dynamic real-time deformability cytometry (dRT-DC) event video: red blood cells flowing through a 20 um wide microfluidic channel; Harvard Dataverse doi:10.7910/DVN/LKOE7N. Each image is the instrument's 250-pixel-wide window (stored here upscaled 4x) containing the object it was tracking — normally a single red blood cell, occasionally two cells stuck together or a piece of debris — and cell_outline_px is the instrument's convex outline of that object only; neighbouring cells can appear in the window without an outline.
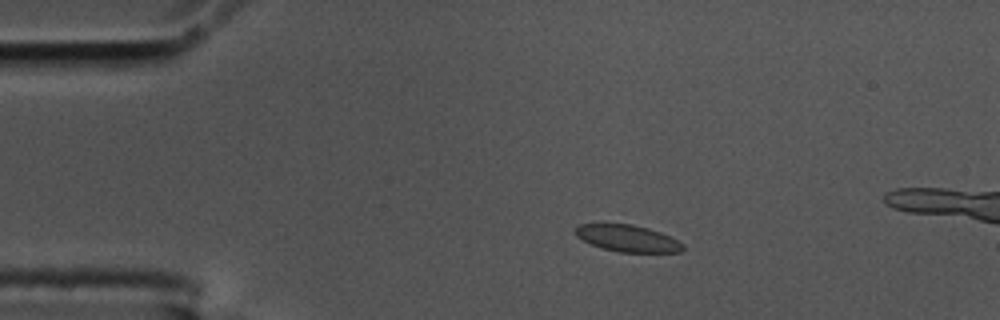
{"species": "common noctule bat (a hibernating species)", "species_latin": "Nyctalus noctula", "temperature_condition": "cold", "stored_images_in_passage": 16, "camera_frame_rate_fps": 3000, "um_per_image_px": 0.085, "animal": {"sex": "male", "body_mass_g": 17.5, "forearm_length_mm": 52.3}, "frame": {"image": 1, "passage_image": 10, "time_ms": 3.0, "image_size_px": [1000, 320], "cell_outline_px": [[684, 248], [680, 252], [620, 252], [604, 248], [592, 244], [576, 236], [576, 228], [580, 224], [632, 224], [648, 228], [660, 232], [684, 244]], "centroid_in_image_um": [53.37, 20.26], "position_along_channel_um": 31.6, "area_um2": 16.42}}